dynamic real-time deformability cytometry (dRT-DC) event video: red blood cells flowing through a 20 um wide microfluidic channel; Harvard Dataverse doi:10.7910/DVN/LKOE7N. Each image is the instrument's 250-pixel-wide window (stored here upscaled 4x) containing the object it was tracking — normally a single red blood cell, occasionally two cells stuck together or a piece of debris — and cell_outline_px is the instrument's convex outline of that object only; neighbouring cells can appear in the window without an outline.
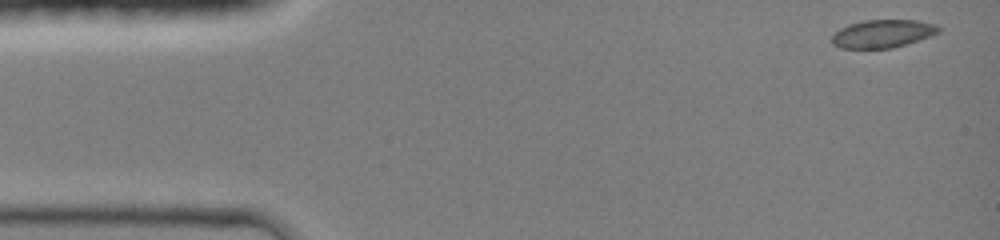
{"species": "common noctule bat (a hibernating species)", "species_latin": "Nyctalus noctula", "temperature_condition": "room temperature", "stored_images_in_passage": 42, "camera_frame_rate_fps": 3000, "um_per_image_px": 0.085, "animal": {"sex": "female", "body_mass_g": 19.0, "forearm_length_mm": 51.5}, "frame": {"image": 1, "passage_image": 1, "time_ms": 0.0, "image_size_px": [1000, 240], "cell_outline_px": [[940, 32], [932, 36], [892, 48], [840, 48], [832, 44], [832, 36], [840, 28], [848, 24], [864, 20], [916, 20], [936, 24], [940, 28]], "centroid_in_image_um": [75.04, 2.86], "position_along_channel_um": 10.0, "area_um2": 17.46}}
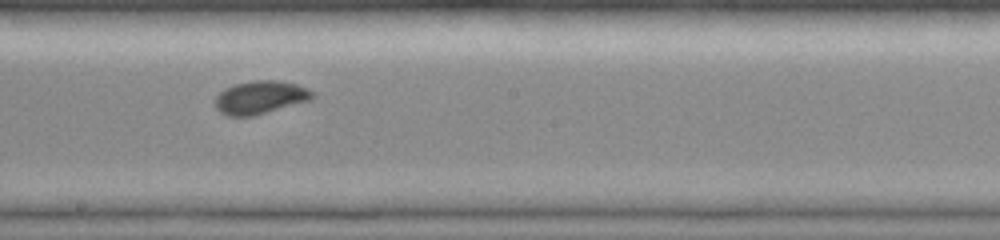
{"frame": {"image": 2, "passage_image": 24, "time_ms": 7.667, "image_size_px": [1000, 240], "cell_outline_px": [[316, 96], [312, 100], [252, 116], [228, 116], [220, 112], [216, 108], [216, 96], [224, 88], [236, 84], [252, 80], [276, 80], [296, 84], [308, 88], [316, 92]], "centroid_in_image_um": [22.17, 8.27], "position_along_channel_um": 226.0, "area_um2": 18.9}}
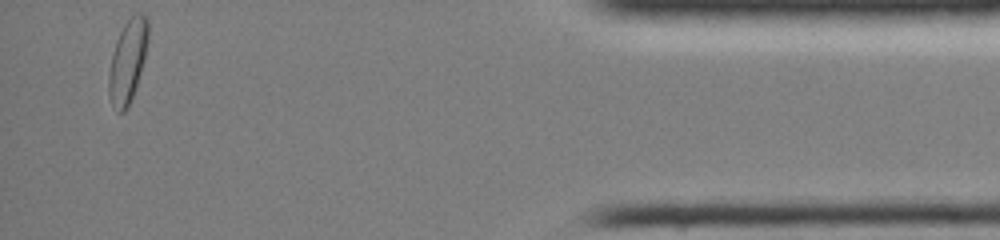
{"frame": {"image": 3, "passage_image": 42, "time_ms": 13.667, "image_size_px": [1000, 240], "cell_outline_px": [[148, 40], [144, 60], [136, 88], [128, 108], [124, 112], [120, 112], [112, 104], [108, 92], [108, 76], [112, 52], [116, 40], [124, 24], [136, 12], [140, 12], [148, 16]], "centroid_in_image_um": [10.86, 5.17], "position_along_channel_um": 424.3, "area_um2": 19.13}, "authors_computed_cell_mechanics": {"area_um2": 17.8602, "velocity_mm_per_s": 4.2317, "shape_relaxation_time_tau1_ms": 4.1239, "shape_relaxation_time_tau2_ms": 0.8414, "deformation_change_tau1": 0.1257, "deformation_change_tau2": 0.0404}}